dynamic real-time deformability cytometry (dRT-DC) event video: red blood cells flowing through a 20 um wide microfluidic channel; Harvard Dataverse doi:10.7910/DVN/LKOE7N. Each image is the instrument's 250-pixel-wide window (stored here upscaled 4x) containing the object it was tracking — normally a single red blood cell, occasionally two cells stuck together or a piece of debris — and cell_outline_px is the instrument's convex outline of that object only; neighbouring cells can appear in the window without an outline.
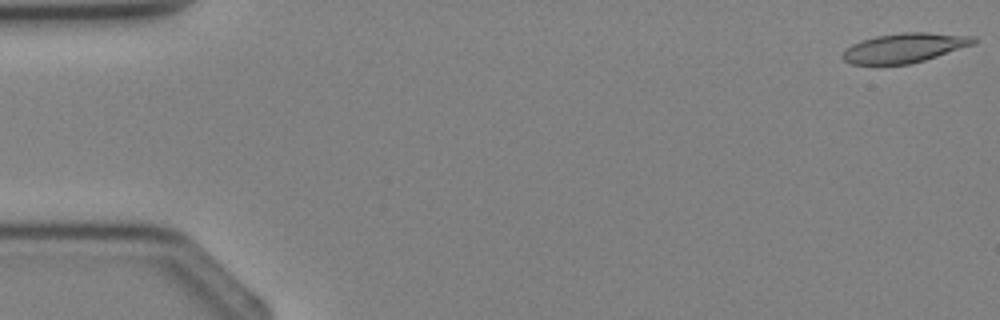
{"species": "Egyptian fruit bat (a non-hibernating species)", "species_latin": "Rousettus aegyptiacus", "temperature_condition": "cold", "stored_images_in_passage": 5, "segment_of_instrument_passage": [1, 2], "camera_frame_rate_fps": 3000, "um_per_image_px": 0.085, "animal": {"sex": "female"}, "frame": {"image": 1, "passage_image": 1, "time_ms": 0.0, "image_size_px": [1000, 320], "cell_outline_px": [[976, 44], [924, 60], [908, 64], [852, 64], [844, 60], [840, 56], [852, 44], [876, 36], [904, 32], [928, 32], [972, 36], [976, 40]], "centroid_in_image_um": [76.91, 4.06], "position_along_channel_um": 8.1, "area_um2": 22.25}}
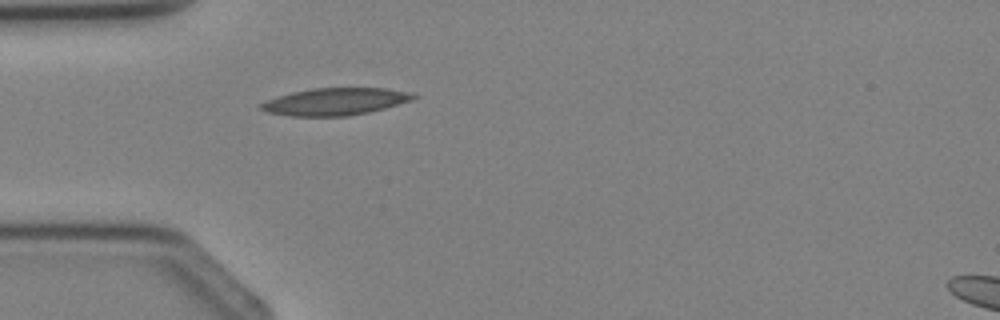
{"frame": {"image": 2, "passage_image": 4, "time_ms": 3.333, "image_size_px": [1000, 320], "cell_outline_px": [[420, 96], [412, 100], [384, 108], [368, 112], [348, 116], [288, 116], [268, 112], [260, 108], [260, 104], [268, 100], [292, 92], [312, 88], [384, 88], [412, 92]], "centroid_in_image_um": [28.54, 8.63], "position_along_channel_um": 56.5, "area_um2": 24.04}}